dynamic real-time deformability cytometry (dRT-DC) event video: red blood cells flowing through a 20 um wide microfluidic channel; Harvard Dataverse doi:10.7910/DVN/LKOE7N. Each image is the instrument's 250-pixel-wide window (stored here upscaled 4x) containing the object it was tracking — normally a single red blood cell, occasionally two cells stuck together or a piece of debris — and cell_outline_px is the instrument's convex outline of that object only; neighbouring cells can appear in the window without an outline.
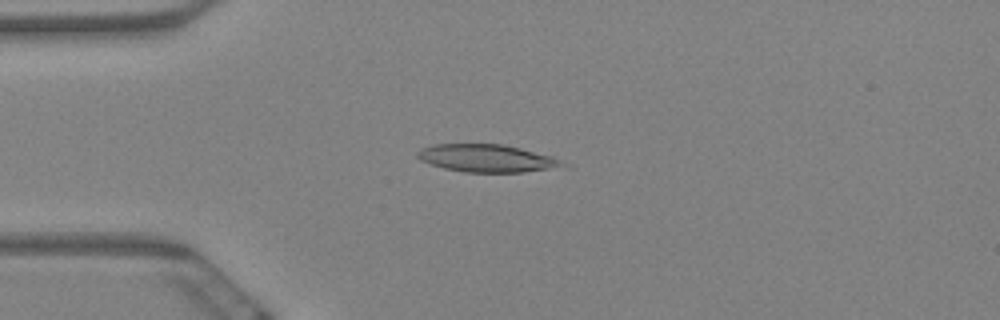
{"species": "Egyptian fruit bat (a non-hibernating species)", "species_latin": "Rousettus aegyptiacus", "temperature_condition": "warm", "stored_images_in_passage": 5, "camera_frame_rate_fps": 3000, "um_per_image_px": 0.085, "animal": {"sex": "female"}, "frame": {"image": 1, "passage_image": 4, "time_ms": 1.0, "image_size_px": [1000, 320], "cell_outline_px": [[556, 164], [548, 168], [524, 172], [464, 172], [444, 168], [420, 160], [416, 156], [416, 152], [420, 148], [432, 144], [504, 144], [552, 156], [556, 160]], "centroid_in_image_um": [41.18, 13.43], "position_along_channel_um": 43.8, "area_um2": 22.72}}